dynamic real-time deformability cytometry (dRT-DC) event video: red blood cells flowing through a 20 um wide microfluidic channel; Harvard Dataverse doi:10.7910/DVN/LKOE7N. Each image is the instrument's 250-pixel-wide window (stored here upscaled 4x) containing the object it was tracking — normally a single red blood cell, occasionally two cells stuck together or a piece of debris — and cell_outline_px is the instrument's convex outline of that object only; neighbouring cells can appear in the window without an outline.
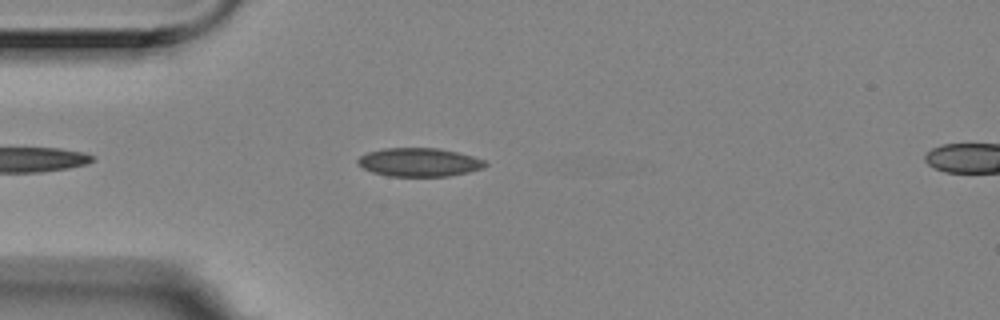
{"species": "Egyptian fruit bat (a non-hibernating species)", "species_latin": "Rousettus aegyptiacus", "temperature_condition": "room temperature", "stored_images_in_passage": 2, "segment_of_instrument_passage": [1, 2], "camera_frame_rate_fps": 3000, "um_per_image_px": 0.085, "animal": {"sex": "female"}, "frame": {"image": 1, "passage_image": 1, "time_ms": 0.0, "image_size_px": [1000, 320], "cell_outline_px": [[488, 164], [484, 168], [468, 172], [448, 176], [388, 176], [372, 172], [364, 168], [356, 160], [360, 156], [368, 152], [384, 148], [440, 148], [472, 156], [484, 160]], "centroid_in_image_um": [35.64, 13.79], "position_along_channel_um": 49.4, "area_um2": 21.1}}